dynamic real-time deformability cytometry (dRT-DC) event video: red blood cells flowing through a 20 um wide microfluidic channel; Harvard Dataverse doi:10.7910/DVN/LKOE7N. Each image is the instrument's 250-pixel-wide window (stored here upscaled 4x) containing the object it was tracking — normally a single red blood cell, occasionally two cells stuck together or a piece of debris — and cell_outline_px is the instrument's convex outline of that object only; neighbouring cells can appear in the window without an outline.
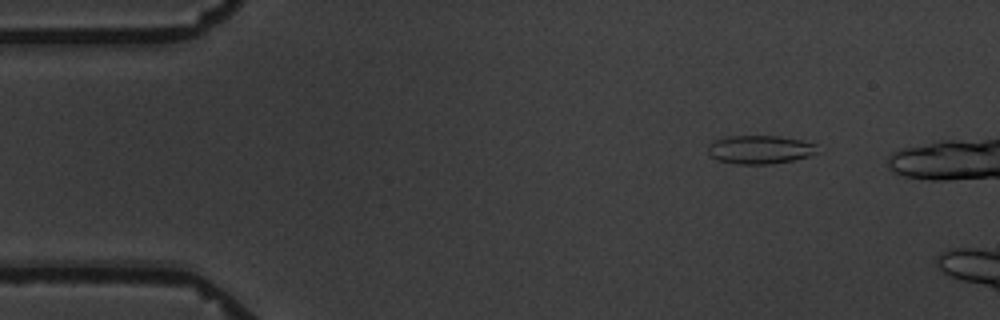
{"species": "common noctule bat (a hibernating species)", "species_latin": "Nyctalus noctula", "temperature_condition": "warm", "stored_images_in_passage": 4, "camera_frame_rate_fps": 3000, "um_per_image_px": 0.085, "animal": {"sex": "male", "body_mass_g": 19.5, "forearm_length_mm": 54.6}, "frame": {"image": 1, "passage_image": 2, "time_ms": 1.0, "image_size_px": [1000, 320], "cell_outline_px": [[816, 152], [808, 156], [792, 160], [772, 164], [736, 164], [720, 160], [712, 156], [708, 152], [708, 144], [712, 140], [728, 136], [780, 136], [800, 140], [816, 144]], "centroid_in_image_um": [64.56, 12.7], "position_along_channel_um": 20.4, "area_um2": 18.03}}